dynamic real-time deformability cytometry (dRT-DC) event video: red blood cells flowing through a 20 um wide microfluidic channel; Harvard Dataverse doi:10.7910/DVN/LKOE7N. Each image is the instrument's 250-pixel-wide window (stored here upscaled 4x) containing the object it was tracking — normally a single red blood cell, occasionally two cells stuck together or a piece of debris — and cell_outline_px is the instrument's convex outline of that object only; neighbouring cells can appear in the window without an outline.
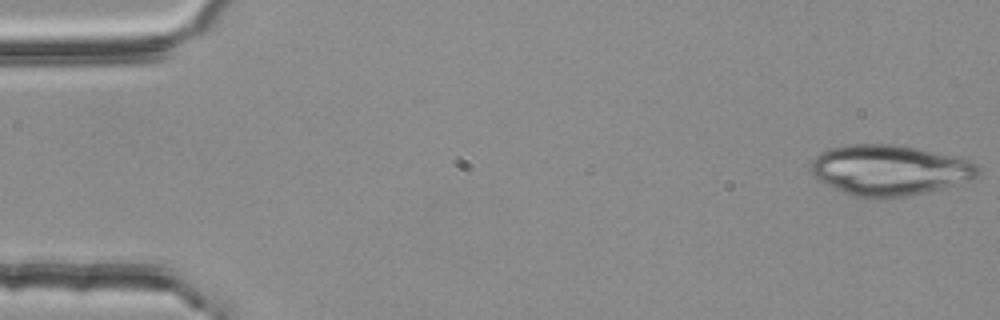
{"species": "common noctule bat (a hibernating species)", "species_latin": "Nyctalus noctula", "temperature_condition": "room temperature", "stored_images_in_passage": 54, "segment_of_instrument_passage": [1, 2], "camera_frame_rate_fps": 3000, "um_per_image_px": 0.085, "animal": {"sex": "female", "body_mass_g": 25.1}, "frame": {"image": 1, "passage_image": 1, "time_ms": 0.0, "image_size_px": [1000, 320], "cell_outline_px": [[980, 172], [972, 180], [908, 196], [888, 200], [868, 200], [852, 196], [820, 180], [812, 172], [812, 160], [820, 152], [832, 148], [852, 144], [892, 144], [916, 148], [960, 156], [972, 160], [980, 168]], "centroid_in_image_um": [75.66, 14.48], "position_along_channel_um": 9.3, "area_um2": 49.59}}
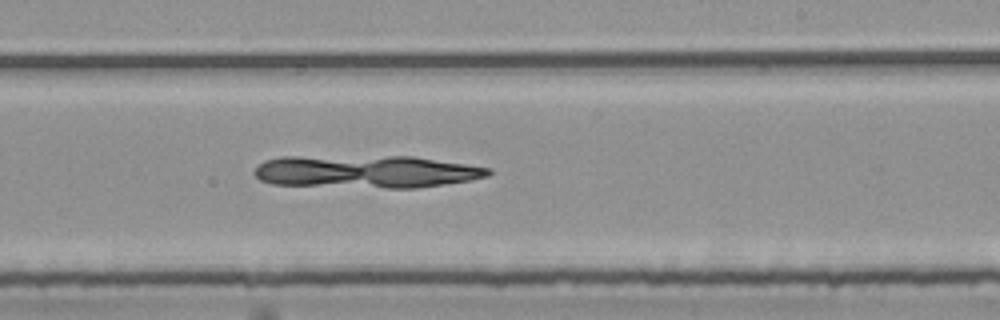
{"frame": {"image": 2, "passage_image": 32, "time_ms": 10.333, "image_size_px": [1000, 320], "cell_outline_px": [[492, 172], [488, 176], [468, 180], [444, 184], [416, 188], [388, 188], [272, 184], [260, 180], [252, 172], [264, 160], [280, 156], [412, 156], [468, 164], [492, 168]], "centroid_in_image_um": [31.11, 14.57], "position_along_channel_um": 257.9, "area_um2": 44.85}}
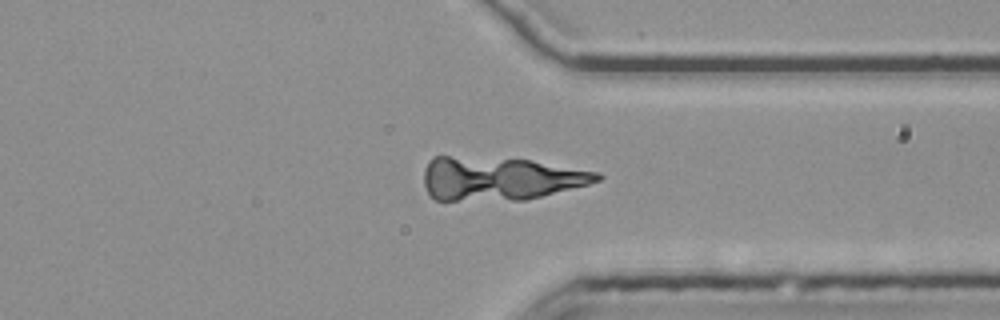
{"frame": {"image": 3, "passage_image": 41, "time_ms": 13.333, "image_size_px": [1000, 320], "cell_outline_px": [[604, 176], [600, 180], [588, 184], [524, 200], [436, 200], [428, 192], [424, 184], [424, 168], [428, 160], [436, 156], [448, 156], [532, 160], [600, 172]], "centroid_in_image_um": [42.49, 15.17], "position_along_channel_um": 368.9, "area_um2": 43.75}}